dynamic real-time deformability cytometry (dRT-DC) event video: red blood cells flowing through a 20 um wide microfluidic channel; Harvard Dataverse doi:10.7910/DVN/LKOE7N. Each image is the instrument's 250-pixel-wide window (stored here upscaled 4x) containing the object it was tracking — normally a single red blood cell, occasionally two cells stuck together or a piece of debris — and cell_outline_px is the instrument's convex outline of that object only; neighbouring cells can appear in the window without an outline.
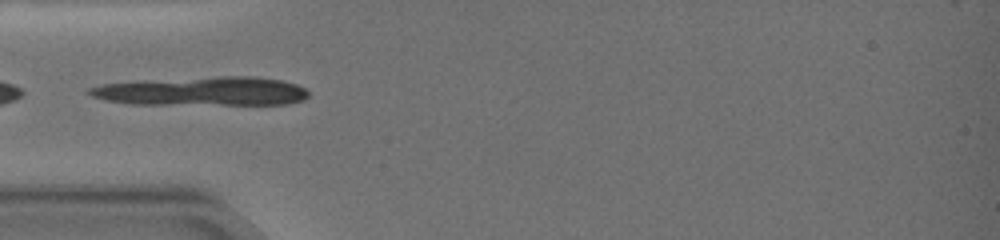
{"species": "common noctule bat (a hibernating species)", "species_latin": "Nyctalus noctula", "temperature_condition": "warm", "stored_images_in_passage": 35, "camera_frame_rate_fps": 3000, "um_per_image_px": 0.085, "animal": {"sex": "female", "body_mass_g": 19.0, "forearm_length_mm": 51.5}, "frame": {"image": 1, "passage_image": 1, "time_ms": 0.0, "image_size_px": [1000, 240], "cell_outline_px": [[308, 96], [304, 100], [288, 104], [128, 104], [108, 100], [92, 96], [84, 92], [88, 88], [100, 84], [136, 80], [216, 76], [252, 76], [280, 80], [296, 84], [304, 88], [308, 92]], "centroid_in_image_um": [17.13, 7.74], "position_along_channel_um": 67.9, "area_um2": 37.28}}